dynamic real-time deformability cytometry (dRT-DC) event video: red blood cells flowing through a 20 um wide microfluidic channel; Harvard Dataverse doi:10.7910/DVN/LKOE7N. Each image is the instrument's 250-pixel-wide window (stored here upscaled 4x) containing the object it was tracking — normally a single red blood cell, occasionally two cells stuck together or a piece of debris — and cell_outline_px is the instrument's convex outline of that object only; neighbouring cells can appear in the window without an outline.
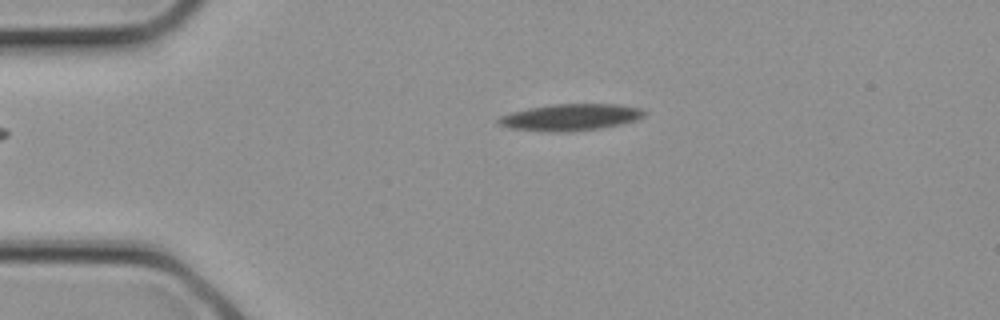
{"species": "common noctule bat (a hibernating species)", "species_latin": "Nyctalus noctula", "temperature_condition": "cold", "stored_images_in_passage": 1, "camera_frame_rate_fps": 3000, "um_per_image_px": 0.085, "animal": {"sex": "female", "body_mass_g": 21.9}, "frame": {"image": 1, "passage_image": 1, "time_ms": 0.0, "image_size_px": [1000, 320], "cell_outline_px": [[648, 112], [644, 116], [636, 120], [620, 124], [600, 128], [572, 132], [552, 132], [508, 128], [496, 124], [496, 120], [500, 116], [512, 112], [528, 108], [552, 104], [620, 104], [644, 108]], "centroid_in_image_um": [48.51, 9.96], "position_along_channel_um": 36.5, "area_um2": 23.0}}